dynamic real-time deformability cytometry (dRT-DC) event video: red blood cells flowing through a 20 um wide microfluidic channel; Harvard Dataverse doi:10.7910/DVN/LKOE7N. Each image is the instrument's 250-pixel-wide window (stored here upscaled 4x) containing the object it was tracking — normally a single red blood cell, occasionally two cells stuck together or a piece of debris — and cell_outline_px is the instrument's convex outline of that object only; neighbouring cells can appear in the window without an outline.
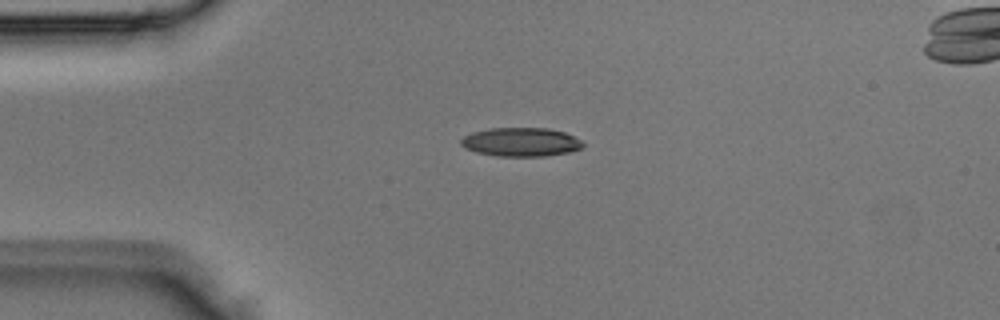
{"species": "Egyptian fruit bat (a non-hibernating species)", "species_latin": "Rousettus aegyptiacus", "temperature_condition": "room temperature", "stored_images_in_passage": 1, "camera_frame_rate_fps": 3000, "um_per_image_px": 0.085, "animal": {"sex": "male"}, "frame": {"image": 1, "passage_image": 1, "time_ms": 0.0, "image_size_px": [1000, 320], "cell_outline_px": [[584, 144], [580, 148], [568, 152], [544, 156], [496, 156], [476, 152], [464, 148], [460, 144], [460, 140], [464, 136], [472, 132], [488, 128], [548, 128], [564, 132], [584, 140]], "centroid_in_image_um": [44.26, 12.07], "position_along_channel_um": 40.7, "area_um2": 20.58}}